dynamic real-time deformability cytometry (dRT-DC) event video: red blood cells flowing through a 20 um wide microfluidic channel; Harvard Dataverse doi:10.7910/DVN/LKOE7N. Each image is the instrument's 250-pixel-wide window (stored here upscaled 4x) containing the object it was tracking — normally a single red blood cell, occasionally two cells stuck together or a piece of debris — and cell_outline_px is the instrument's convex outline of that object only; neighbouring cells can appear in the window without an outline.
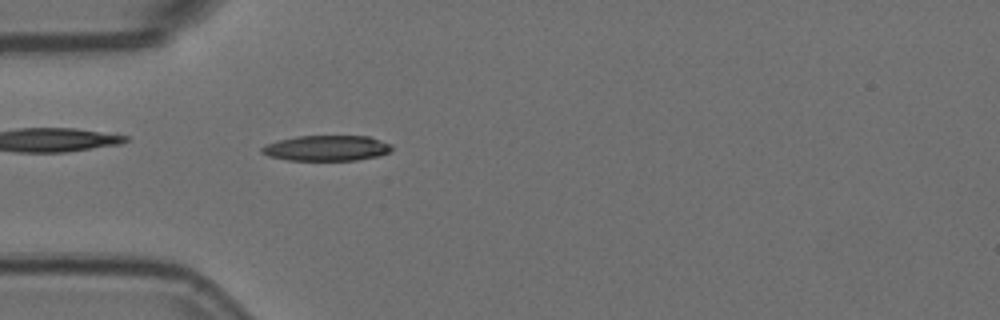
{"species": "Egyptian fruit bat (a non-hibernating species)", "species_latin": "Rousettus aegyptiacus", "temperature_condition": "room temperature", "stored_images_in_passage": 53, "camera_frame_rate_fps": 3000, "um_per_image_px": 0.085, "animal": {"sex": "female"}, "frame": {"image": 1, "passage_image": 13, "time_ms": 4.0, "image_size_px": [1000, 320], "cell_outline_px": [[392, 148], [388, 152], [380, 156], [356, 160], [288, 160], [268, 156], [260, 152], [260, 148], [268, 144], [280, 140], [296, 136], [368, 136], [392, 144]], "centroid_in_image_um": [27.77, 12.59], "position_along_channel_um": 57.2, "area_um2": 19.25}}
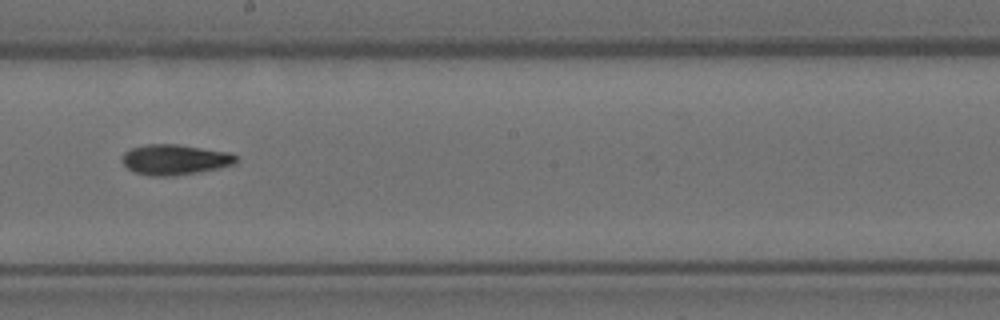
{"frame": {"image": 2, "passage_image": 28, "time_ms": 9.0, "image_size_px": [1000, 320], "cell_outline_px": [[236, 164], [196, 172], [172, 176], [148, 176], [136, 172], [128, 168], [120, 160], [124, 152], [132, 148], [148, 144], [176, 144], [232, 152], [236, 156]], "centroid_in_image_um": [14.85, 13.56], "position_along_channel_um": 233.3, "area_um2": 20.11}}
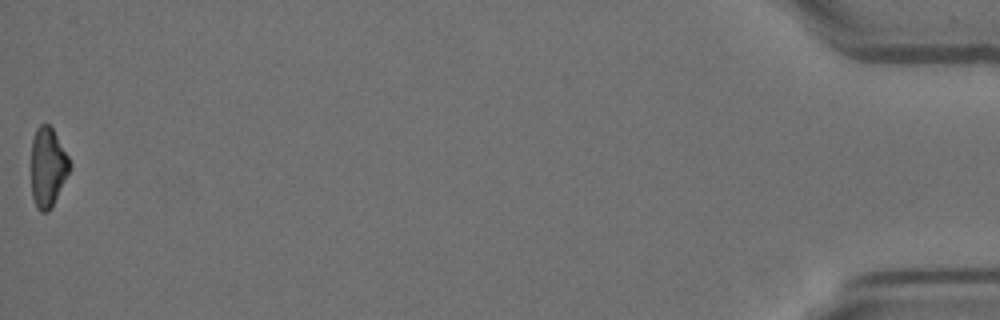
{"frame": {"image": 3, "passage_image": 53, "time_ms": 17.333, "image_size_px": [1000, 320], "cell_outline_px": [[72, 164], [52, 208], [48, 212], [40, 212], [36, 208], [32, 196], [32, 140], [36, 128], [40, 124], [48, 124], [52, 128], [68, 156]], "centroid_in_image_um": [4.06, 14.24], "position_along_channel_um": 431.1, "area_um2": 17.74}, "authors_computed_cell_mechanics": {"area_um2": 19.2474, "velocity_mm_per_s": 3.5823, "shape_relaxation_time_tau1_ms": 10.1491, "shape_relaxation_time_tau2_ms": null, "deformation_change_tau1": 0.2177, "deformation_change_tau2": null}}